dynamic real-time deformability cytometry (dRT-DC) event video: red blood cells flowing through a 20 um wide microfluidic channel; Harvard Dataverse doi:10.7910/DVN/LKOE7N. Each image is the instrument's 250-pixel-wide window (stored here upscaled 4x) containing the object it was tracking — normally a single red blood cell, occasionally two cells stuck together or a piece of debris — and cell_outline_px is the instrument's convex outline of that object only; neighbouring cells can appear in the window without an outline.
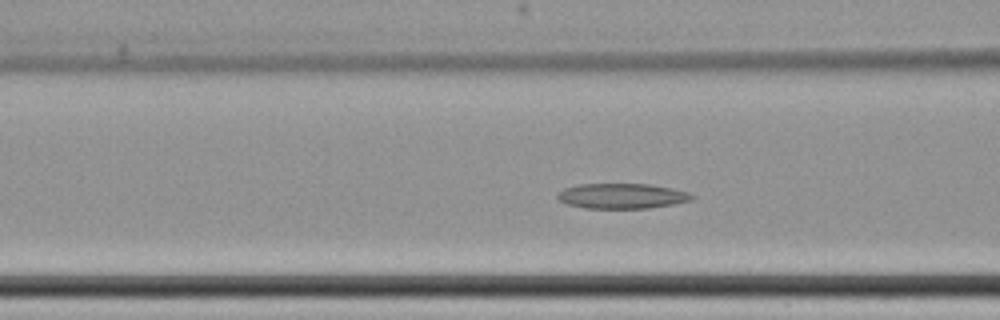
{"species": "common noctule bat (a hibernating species)", "species_latin": "Nyctalus noctula", "temperature_condition": "cold", "stored_images_in_passage": 57, "camera_frame_rate_fps": 3000, "um_per_image_px": 0.085, "animal": {"sex": "female", "body_mass_g": 22.7, "forearm_length_mm": 54.2}, "frame": {"image": 1, "passage_image": 20, "time_ms": 6.333, "image_size_px": [1000, 320], "cell_outline_px": [[696, 196], [692, 200], [672, 204], [648, 208], [584, 208], [568, 204], [560, 200], [556, 196], [556, 192], [564, 188], [576, 184], [652, 184], [672, 188], [688, 192]], "centroid_in_image_um": [52.85, 16.65], "position_along_channel_um": 113.7, "area_um2": 19.83}}
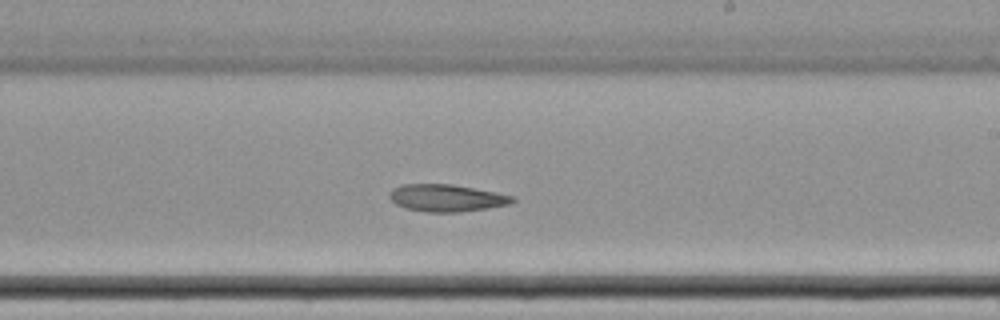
{"frame": {"image": 2, "passage_image": 32, "time_ms": 10.333, "image_size_px": [1000, 320], "cell_outline_px": [[516, 200], [508, 204], [460, 212], [428, 212], [404, 208], [396, 204], [388, 196], [388, 192], [392, 188], [400, 184], [452, 184], [496, 192], [516, 196]], "centroid_in_image_um": [37.92, 16.81], "position_along_channel_um": 251.1, "area_um2": 19.54}}
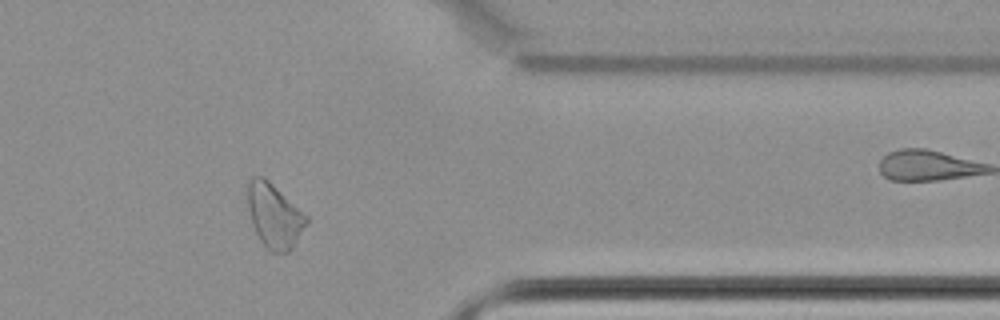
{"frame": {"image": 3, "passage_image": 45, "time_ms": 14.667, "image_size_px": [1000, 320], "cell_outline_px": [[308, 224], [292, 248], [288, 252], [272, 252], [260, 240], [252, 224], [244, 192], [248, 180], [252, 176], [264, 176], [308, 216]], "centroid_in_image_um": [23.28, 18.29], "position_along_channel_um": 388.1, "area_um2": 22.31}}